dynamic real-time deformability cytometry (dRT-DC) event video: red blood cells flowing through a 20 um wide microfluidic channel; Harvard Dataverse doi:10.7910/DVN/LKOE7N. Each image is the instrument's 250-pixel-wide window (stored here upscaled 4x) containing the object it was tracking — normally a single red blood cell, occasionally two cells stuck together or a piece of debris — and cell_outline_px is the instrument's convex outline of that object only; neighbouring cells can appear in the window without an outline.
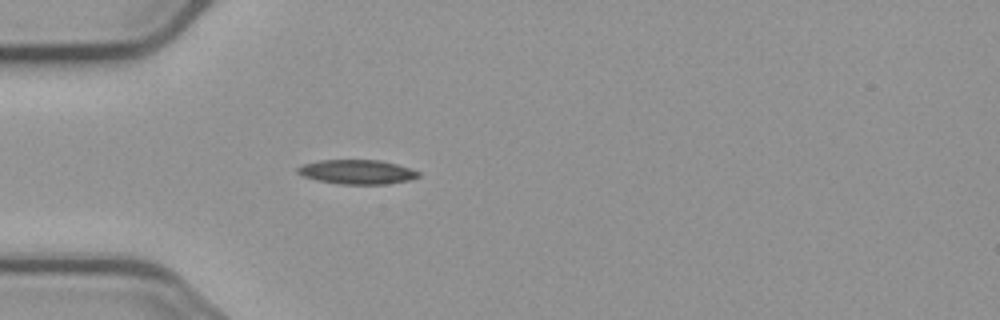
{"species": "common noctule bat (a hibernating species)", "species_latin": "Nyctalus noctula", "temperature_condition": "cold", "stored_images_in_passage": 1, "camera_frame_rate_fps": 3000, "um_per_image_px": 0.085, "animal": {"sex": "male", "body_mass_g": 23.1, "forearm_length_mm": 52.7}, "frame": {"image": 1, "passage_image": 1, "time_ms": 0.0, "image_size_px": [1000, 320], "cell_outline_px": [[420, 176], [408, 180], [384, 184], [340, 184], [316, 180], [304, 176], [296, 172], [296, 168], [304, 164], [320, 160], [380, 160], [396, 164], [420, 172]], "centroid_in_image_um": [30.32, 14.61], "position_along_channel_um": 54.7, "area_um2": 16.99}}